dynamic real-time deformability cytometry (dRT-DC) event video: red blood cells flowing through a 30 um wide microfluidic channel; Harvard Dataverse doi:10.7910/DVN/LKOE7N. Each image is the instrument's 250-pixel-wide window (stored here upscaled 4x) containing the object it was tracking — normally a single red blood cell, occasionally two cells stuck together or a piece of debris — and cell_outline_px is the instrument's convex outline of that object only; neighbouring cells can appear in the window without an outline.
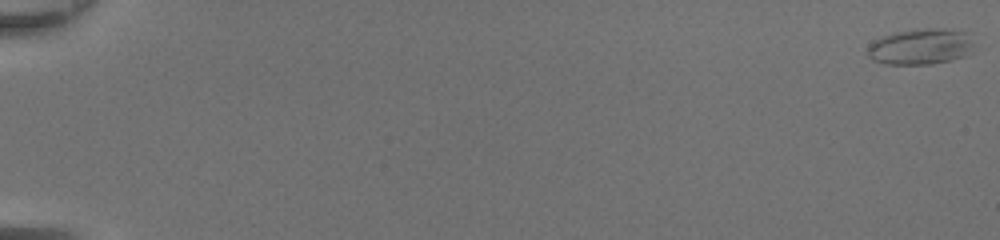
{"species": "common noctule bat (a hibernating species)", "species_latin": "Nyctalus noctula", "temperature_condition": "room temperature", "stored_images_in_passage": 50, "camera_frame_rate_fps": 3000, "um_per_image_px": 0.085, "animal": {"sex": "female", "body_mass_g": 20.0, "forearm_length_mm": 54.0}, "frame": {"image": 1, "passage_image": 1, "time_ms": 0.0, "image_size_px": [1000, 240], "cell_outline_px": [[972, 52], [964, 56], [952, 60], [932, 64], [884, 64], [872, 60], [868, 56], [868, 44], [872, 40], [892, 32], [924, 28], [948, 28], [964, 32], [972, 44]], "centroid_in_image_um": [78.19, 3.96], "position_along_channel_um": 6.8, "area_um2": 22.48}}
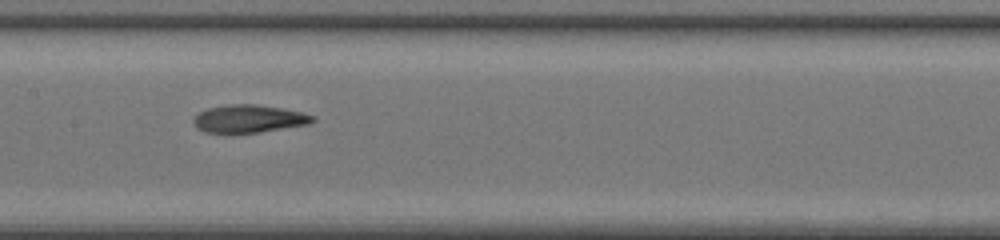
{"frame": {"image": 2, "passage_image": 28, "time_ms": 9.0, "image_size_px": [1000, 240], "cell_outline_px": [[316, 120], [312, 124], [260, 132], [204, 132], [196, 128], [192, 120], [200, 112], [208, 108], [228, 104], [256, 104], [280, 108], [300, 112], [316, 116]], "centroid_in_image_um": [21.19, 10.09], "position_along_channel_um": 186.2, "area_um2": 19.25}}
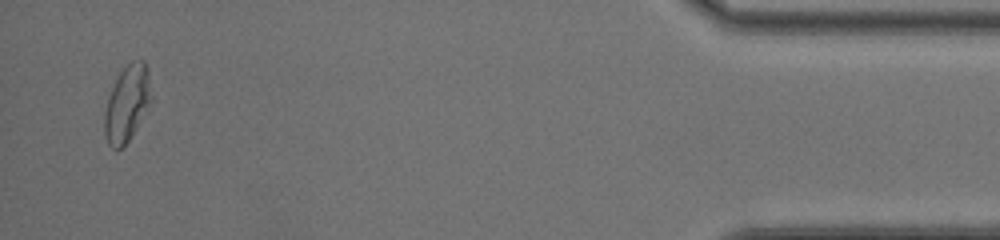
{"frame": {"image": 3, "passage_image": 49, "time_ms": 16.0, "image_size_px": [1000, 240], "cell_outline_px": [[152, 100], [136, 128], [128, 140], [120, 148], [112, 148], [108, 144], [104, 136], [104, 112], [108, 96], [120, 72], [132, 60], [144, 60], [148, 68]], "centroid_in_image_um": [10.8, 8.78], "position_along_channel_um": 424.4, "area_um2": 20.58}, "authors_computed_cell_mechanics": {"area_um2": 20.3456, "velocity_mm_per_s": 4.3982, "shape_relaxation_time_tau1_ms": 7.3189, "shape_relaxation_time_tau2_ms": 2.7243, "deformation_change_tau1": 0.2459, "deformation_change_tau2": 0.128}}